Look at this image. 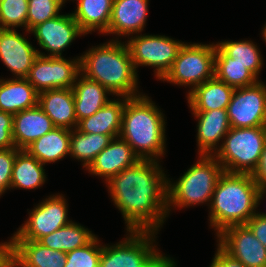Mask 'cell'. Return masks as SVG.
<instances>
[{
	"label": "cell",
	"mask_w": 266,
	"mask_h": 267,
	"mask_svg": "<svg viewBox=\"0 0 266 267\" xmlns=\"http://www.w3.org/2000/svg\"><path fill=\"white\" fill-rule=\"evenodd\" d=\"M157 160H140L107 183L128 230L158 231L168 214V180Z\"/></svg>",
	"instance_id": "1"
},
{
	"label": "cell",
	"mask_w": 266,
	"mask_h": 267,
	"mask_svg": "<svg viewBox=\"0 0 266 267\" xmlns=\"http://www.w3.org/2000/svg\"><path fill=\"white\" fill-rule=\"evenodd\" d=\"M79 58L81 75L100 83L113 95L127 98L140 95L137 70L126 44L113 40L93 47Z\"/></svg>",
	"instance_id": "2"
},
{
	"label": "cell",
	"mask_w": 266,
	"mask_h": 267,
	"mask_svg": "<svg viewBox=\"0 0 266 267\" xmlns=\"http://www.w3.org/2000/svg\"><path fill=\"white\" fill-rule=\"evenodd\" d=\"M164 133V115L148 96L126 97L119 137L140 160H156L164 155Z\"/></svg>",
	"instance_id": "3"
},
{
	"label": "cell",
	"mask_w": 266,
	"mask_h": 267,
	"mask_svg": "<svg viewBox=\"0 0 266 267\" xmlns=\"http://www.w3.org/2000/svg\"><path fill=\"white\" fill-rule=\"evenodd\" d=\"M258 189L251 174L223 172L210 203V223L217 235L228 227L246 224L256 214Z\"/></svg>",
	"instance_id": "4"
},
{
	"label": "cell",
	"mask_w": 266,
	"mask_h": 267,
	"mask_svg": "<svg viewBox=\"0 0 266 267\" xmlns=\"http://www.w3.org/2000/svg\"><path fill=\"white\" fill-rule=\"evenodd\" d=\"M200 160L191 166L179 180L172 184L168 180L167 204L187 207L210 202L214 189L224 169L213 155L200 154Z\"/></svg>",
	"instance_id": "5"
},
{
	"label": "cell",
	"mask_w": 266,
	"mask_h": 267,
	"mask_svg": "<svg viewBox=\"0 0 266 267\" xmlns=\"http://www.w3.org/2000/svg\"><path fill=\"white\" fill-rule=\"evenodd\" d=\"M214 156L225 172L252 174L266 143V126L233 128Z\"/></svg>",
	"instance_id": "6"
},
{
	"label": "cell",
	"mask_w": 266,
	"mask_h": 267,
	"mask_svg": "<svg viewBox=\"0 0 266 267\" xmlns=\"http://www.w3.org/2000/svg\"><path fill=\"white\" fill-rule=\"evenodd\" d=\"M128 232H130V235L116 245L102 246L99 267L176 266L173 260L162 256L153 247V235L156 231L128 230Z\"/></svg>",
	"instance_id": "7"
},
{
	"label": "cell",
	"mask_w": 266,
	"mask_h": 267,
	"mask_svg": "<svg viewBox=\"0 0 266 267\" xmlns=\"http://www.w3.org/2000/svg\"><path fill=\"white\" fill-rule=\"evenodd\" d=\"M215 77V44H183L171 69L162 80L174 84L193 86Z\"/></svg>",
	"instance_id": "8"
},
{
	"label": "cell",
	"mask_w": 266,
	"mask_h": 267,
	"mask_svg": "<svg viewBox=\"0 0 266 267\" xmlns=\"http://www.w3.org/2000/svg\"><path fill=\"white\" fill-rule=\"evenodd\" d=\"M135 37L126 43L135 69L140 65L155 67L156 77L161 80L171 69L184 42L160 35Z\"/></svg>",
	"instance_id": "9"
},
{
	"label": "cell",
	"mask_w": 266,
	"mask_h": 267,
	"mask_svg": "<svg viewBox=\"0 0 266 267\" xmlns=\"http://www.w3.org/2000/svg\"><path fill=\"white\" fill-rule=\"evenodd\" d=\"M80 58L66 60L50 57L38 51L26 79L40 93L58 88H72L80 75Z\"/></svg>",
	"instance_id": "10"
},
{
	"label": "cell",
	"mask_w": 266,
	"mask_h": 267,
	"mask_svg": "<svg viewBox=\"0 0 266 267\" xmlns=\"http://www.w3.org/2000/svg\"><path fill=\"white\" fill-rule=\"evenodd\" d=\"M226 110L233 128L266 126V85L258 81L234 89Z\"/></svg>",
	"instance_id": "11"
},
{
	"label": "cell",
	"mask_w": 266,
	"mask_h": 267,
	"mask_svg": "<svg viewBox=\"0 0 266 267\" xmlns=\"http://www.w3.org/2000/svg\"><path fill=\"white\" fill-rule=\"evenodd\" d=\"M61 195L50 196L36 206L29 219L14 234V240L39 241L42 237L68 225L67 206Z\"/></svg>",
	"instance_id": "12"
},
{
	"label": "cell",
	"mask_w": 266,
	"mask_h": 267,
	"mask_svg": "<svg viewBox=\"0 0 266 267\" xmlns=\"http://www.w3.org/2000/svg\"><path fill=\"white\" fill-rule=\"evenodd\" d=\"M219 246L245 267H266V248L246 225H235L218 235Z\"/></svg>",
	"instance_id": "13"
},
{
	"label": "cell",
	"mask_w": 266,
	"mask_h": 267,
	"mask_svg": "<svg viewBox=\"0 0 266 267\" xmlns=\"http://www.w3.org/2000/svg\"><path fill=\"white\" fill-rule=\"evenodd\" d=\"M30 32L34 33L40 47L50 52V57H61L72 41L85 34L72 14L57 17L38 24Z\"/></svg>",
	"instance_id": "14"
},
{
	"label": "cell",
	"mask_w": 266,
	"mask_h": 267,
	"mask_svg": "<svg viewBox=\"0 0 266 267\" xmlns=\"http://www.w3.org/2000/svg\"><path fill=\"white\" fill-rule=\"evenodd\" d=\"M38 56L27 39L15 29H0V58L17 78H26Z\"/></svg>",
	"instance_id": "15"
},
{
	"label": "cell",
	"mask_w": 266,
	"mask_h": 267,
	"mask_svg": "<svg viewBox=\"0 0 266 267\" xmlns=\"http://www.w3.org/2000/svg\"><path fill=\"white\" fill-rule=\"evenodd\" d=\"M117 138H113L87 168L90 173L104 177L106 182L140 161L132 147L122 138Z\"/></svg>",
	"instance_id": "16"
},
{
	"label": "cell",
	"mask_w": 266,
	"mask_h": 267,
	"mask_svg": "<svg viewBox=\"0 0 266 267\" xmlns=\"http://www.w3.org/2000/svg\"><path fill=\"white\" fill-rule=\"evenodd\" d=\"M149 0H114L111 19L105 34L130 35L143 30Z\"/></svg>",
	"instance_id": "17"
},
{
	"label": "cell",
	"mask_w": 266,
	"mask_h": 267,
	"mask_svg": "<svg viewBox=\"0 0 266 267\" xmlns=\"http://www.w3.org/2000/svg\"><path fill=\"white\" fill-rule=\"evenodd\" d=\"M55 128L52 120L37 105L13 115V140L15 147L25 150L34 141Z\"/></svg>",
	"instance_id": "18"
},
{
	"label": "cell",
	"mask_w": 266,
	"mask_h": 267,
	"mask_svg": "<svg viewBox=\"0 0 266 267\" xmlns=\"http://www.w3.org/2000/svg\"><path fill=\"white\" fill-rule=\"evenodd\" d=\"M38 106L52 120L55 127L72 130L77 127L72 88L46 90L38 94ZM72 127V128H71Z\"/></svg>",
	"instance_id": "19"
},
{
	"label": "cell",
	"mask_w": 266,
	"mask_h": 267,
	"mask_svg": "<svg viewBox=\"0 0 266 267\" xmlns=\"http://www.w3.org/2000/svg\"><path fill=\"white\" fill-rule=\"evenodd\" d=\"M198 118L197 143L199 154L213 155L216 144L227 135L231 128L226 109L192 111ZM215 149V150H214ZM215 151V152H213Z\"/></svg>",
	"instance_id": "20"
},
{
	"label": "cell",
	"mask_w": 266,
	"mask_h": 267,
	"mask_svg": "<svg viewBox=\"0 0 266 267\" xmlns=\"http://www.w3.org/2000/svg\"><path fill=\"white\" fill-rule=\"evenodd\" d=\"M67 254L38 241L14 240V267H64Z\"/></svg>",
	"instance_id": "21"
},
{
	"label": "cell",
	"mask_w": 266,
	"mask_h": 267,
	"mask_svg": "<svg viewBox=\"0 0 266 267\" xmlns=\"http://www.w3.org/2000/svg\"><path fill=\"white\" fill-rule=\"evenodd\" d=\"M123 98L124 100L121 101L110 100L93 115L80 120L77 129L87 134H103L112 138L119 137L123 109L126 103V97Z\"/></svg>",
	"instance_id": "22"
},
{
	"label": "cell",
	"mask_w": 266,
	"mask_h": 267,
	"mask_svg": "<svg viewBox=\"0 0 266 267\" xmlns=\"http://www.w3.org/2000/svg\"><path fill=\"white\" fill-rule=\"evenodd\" d=\"M233 93V87L213 77L188 93L187 100L192 111L227 109Z\"/></svg>",
	"instance_id": "23"
},
{
	"label": "cell",
	"mask_w": 266,
	"mask_h": 267,
	"mask_svg": "<svg viewBox=\"0 0 266 267\" xmlns=\"http://www.w3.org/2000/svg\"><path fill=\"white\" fill-rule=\"evenodd\" d=\"M38 92L26 78L0 79V110L15 115L38 105Z\"/></svg>",
	"instance_id": "24"
},
{
	"label": "cell",
	"mask_w": 266,
	"mask_h": 267,
	"mask_svg": "<svg viewBox=\"0 0 266 267\" xmlns=\"http://www.w3.org/2000/svg\"><path fill=\"white\" fill-rule=\"evenodd\" d=\"M262 61L259 50L252 41H225L215 44V63H238L258 78Z\"/></svg>",
	"instance_id": "25"
},
{
	"label": "cell",
	"mask_w": 266,
	"mask_h": 267,
	"mask_svg": "<svg viewBox=\"0 0 266 267\" xmlns=\"http://www.w3.org/2000/svg\"><path fill=\"white\" fill-rule=\"evenodd\" d=\"M82 78H76L74 83V106L77 122L83 118L89 117L106 105L110 100L106 97L111 92L100 83L90 80L83 75ZM78 79V80H77Z\"/></svg>",
	"instance_id": "26"
},
{
	"label": "cell",
	"mask_w": 266,
	"mask_h": 267,
	"mask_svg": "<svg viewBox=\"0 0 266 267\" xmlns=\"http://www.w3.org/2000/svg\"><path fill=\"white\" fill-rule=\"evenodd\" d=\"M71 133L70 129L55 127L25 150L44 165L54 163L70 154Z\"/></svg>",
	"instance_id": "27"
},
{
	"label": "cell",
	"mask_w": 266,
	"mask_h": 267,
	"mask_svg": "<svg viewBox=\"0 0 266 267\" xmlns=\"http://www.w3.org/2000/svg\"><path fill=\"white\" fill-rule=\"evenodd\" d=\"M114 0H79L77 9L72 13L81 30L88 32L108 30Z\"/></svg>",
	"instance_id": "28"
},
{
	"label": "cell",
	"mask_w": 266,
	"mask_h": 267,
	"mask_svg": "<svg viewBox=\"0 0 266 267\" xmlns=\"http://www.w3.org/2000/svg\"><path fill=\"white\" fill-rule=\"evenodd\" d=\"M43 165L26 150H20L15 157L10 188L35 189L40 187L46 179Z\"/></svg>",
	"instance_id": "29"
},
{
	"label": "cell",
	"mask_w": 266,
	"mask_h": 267,
	"mask_svg": "<svg viewBox=\"0 0 266 267\" xmlns=\"http://www.w3.org/2000/svg\"><path fill=\"white\" fill-rule=\"evenodd\" d=\"M94 237L91 231L71 221L68 225L42 237L38 242L52 250L67 253L87 245Z\"/></svg>",
	"instance_id": "30"
},
{
	"label": "cell",
	"mask_w": 266,
	"mask_h": 267,
	"mask_svg": "<svg viewBox=\"0 0 266 267\" xmlns=\"http://www.w3.org/2000/svg\"><path fill=\"white\" fill-rule=\"evenodd\" d=\"M113 138L103 134H87L80 132L77 128L71 133L70 155L82 160L83 167L87 168L95 157L106 148Z\"/></svg>",
	"instance_id": "31"
},
{
	"label": "cell",
	"mask_w": 266,
	"mask_h": 267,
	"mask_svg": "<svg viewBox=\"0 0 266 267\" xmlns=\"http://www.w3.org/2000/svg\"><path fill=\"white\" fill-rule=\"evenodd\" d=\"M215 77L228 86L242 88L257 83V77L238 63H215Z\"/></svg>",
	"instance_id": "32"
},
{
	"label": "cell",
	"mask_w": 266,
	"mask_h": 267,
	"mask_svg": "<svg viewBox=\"0 0 266 267\" xmlns=\"http://www.w3.org/2000/svg\"><path fill=\"white\" fill-rule=\"evenodd\" d=\"M28 0H3L0 2V29L23 26L27 29Z\"/></svg>",
	"instance_id": "33"
},
{
	"label": "cell",
	"mask_w": 266,
	"mask_h": 267,
	"mask_svg": "<svg viewBox=\"0 0 266 267\" xmlns=\"http://www.w3.org/2000/svg\"><path fill=\"white\" fill-rule=\"evenodd\" d=\"M27 30L57 17L62 7L61 0H28Z\"/></svg>",
	"instance_id": "34"
},
{
	"label": "cell",
	"mask_w": 266,
	"mask_h": 267,
	"mask_svg": "<svg viewBox=\"0 0 266 267\" xmlns=\"http://www.w3.org/2000/svg\"><path fill=\"white\" fill-rule=\"evenodd\" d=\"M99 246L95 236L87 245L67 252L64 267H99L102 253V246Z\"/></svg>",
	"instance_id": "35"
},
{
	"label": "cell",
	"mask_w": 266,
	"mask_h": 267,
	"mask_svg": "<svg viewBox=\"0 0 266 267\" xmlns=\"http://www.w3.org/2000/svg\"><path fill=\"white\" fill-rule=\"evenodd\" d=\"M17 148L0 149V195L10 189Z\"/></svg>",
	"instance_id": "36"
},
{
	"label": "cell",
	"mask_w": 266,
	"mask_h": 267,
	"mask_svg": "<svg viewBox=\"0 0 266 267\" xmlns=\"http://www.w3.org/2000/svg\"><path fill=\"white\" fill-rule=\"evenodd\" d=\"M16 148L13 140V115L0 110V149Z\"/></svg>",
	"instance_id": "37"
},
{
	"label": "cell",
	"mask_w": 266,
	"mask_h": 267,
	"mask_svg": "<svg viewBox=\"0 0 266 267\" xmlns=\"http://www.w3.org/2000/svg\"><path fill=\"white\" fill-rule=\"evenodd\" d=\"M251 175L259 188L257 194V204H259L262 196L266 193V143L261 153L258 165Z\"/></svg>",
	"instance_id": "38"
},
{
	"label": "cell",
	"mask_w": 266,
	"mask_h": 267,
	"mask_svg": "<svg viewBox=\"0 0 266 267\" xmlns=\"http://www.w3.org/2000/svg\"><path fill=\"white\" fill-rule=\"evenodd\" d=\"M246 225L266 248V217L256 213L247 221Z\"/></svg>",
	"instance_id": "39"
},
{
	"label": "cell",
	"mask_w": 266,
	"mask_h": 267,
	"mask_svg": "<svg viewBox=\"0 0 266 267\" xmlns=\"http://www.w3.org/2000/svg\"><path fill=\"white\" fill-rule=\"evenodd\" d=\"M210 267H245L237 259L226 253L219 245L217 253L213 258V262Z\"/></svg>",
	"instance_id": "40"
},
{
	"label": "cell",
	"mask_w": 266,
	"mask_h": 267,
	"mask_svg": "<svg viewBox=\"0 0 266 267\" xmlns=\"http://www.w3.org/2000/svg\"><path fill=\"white\" fill-rule=\"evenodd\" d=\"M0 244V267H14V239Z\"/></svg>",
	"instance_id": "41"
},
{
	"label": "cell",
	"mask_w": 266,
	"mask_h": 267,
	"mask_svg": "<svg viewBox=\"0 0 266 267\" xmlns=\"http://www.w3.org/2000/svg\"><path fill=\"white\" fill-rule=\"evenodd\" d=\"M263 32V38H264V40H265V42H266V26L263 28V30H262Z\"/></svg>",
	"instance_id": "42"
},
{
	"label": "cell",
	"mask_w": 266,
	"mask_h": 267,
	"mask_svg": "<svg viewBox=\"0 0 266 267\" xmlns=\"http://www.w3.org/2000/svg\"><path fill=\"white\" fill-rule=\"evenodd\" d=\"M260 215H261V216H265V217H266V213H262V214L260 213Z\"/></svg>",
	"instance_id": "43"
},
{
	"label": "cell",
	"mask_w": 266,
	"mask_h": 267,
	"mask_svg": "<svg viewBox=\"0 0 266 267\" xmlns=\"http://www.w3.org/2000/svg\"><path fill=\"white\" fill-rule=\"evenodd\" d=\"M77 1H79V0H77ZM61 2H62V5L65 3V0H61Z\"/></svg>",
	"instance_id": "44"
}]
</instances>
